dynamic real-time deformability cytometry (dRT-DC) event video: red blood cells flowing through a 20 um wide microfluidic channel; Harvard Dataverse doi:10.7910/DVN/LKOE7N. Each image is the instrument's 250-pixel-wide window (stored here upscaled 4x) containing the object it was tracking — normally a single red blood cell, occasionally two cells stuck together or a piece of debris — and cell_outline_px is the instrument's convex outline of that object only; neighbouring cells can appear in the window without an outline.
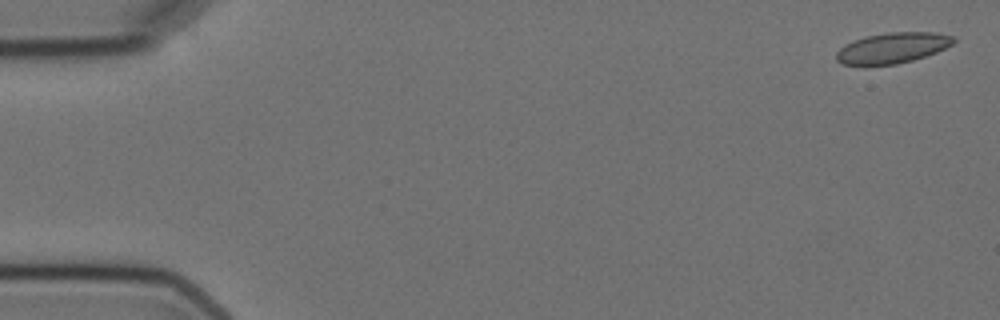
{"species": "Egyptian fruit bat (a non-hibernating species)", "species_latin": "Rousettus aegyptiacus", "temperature_condition": "cold", "stored_images_in_passage": 6, "camera_frame_rate_fps": 3000, "um_per_image_px": 0.085, "animal": {"sex": "female"}, "frame": {"image": 1, "passage_image": 1, "time_ms": 0.0, "image_size_px": [1000, 320], "cell_outline_px": [[956, 40], [952, 44], [936, 52], [912, 60], [896, 64], [864, 68], [840, 64], [836, 60], [836, 52], [844, 44], [852, 40], [868, 36], [888, 32], [936, 32], [956, 36]], "centroid_in_image_um": [75.79, 4.11], "position_along_channel_um": 9.2, "area_um2": 21.62}}
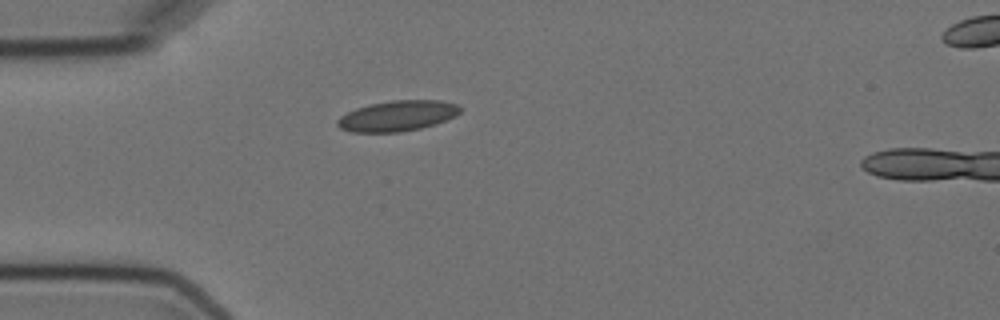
{"frame": {"image": 2, "passage_image": 5, "time_ms": 4.667, "image_size_px": [1000, 320], "cell_outline_px": [[460, 112], [436, 124], [420, 128], [400, 132], [352, 132], [340, 128], [336, 124], [336, 120], [340, 116], [356, 108], [372, 104], [392, 100], [440, 100], [456, 104], [460, 108]], "centroid_in_image_um": [33.74, 9.85], "position_along_channel_um": 51.3, "area_um2": 21.62}}